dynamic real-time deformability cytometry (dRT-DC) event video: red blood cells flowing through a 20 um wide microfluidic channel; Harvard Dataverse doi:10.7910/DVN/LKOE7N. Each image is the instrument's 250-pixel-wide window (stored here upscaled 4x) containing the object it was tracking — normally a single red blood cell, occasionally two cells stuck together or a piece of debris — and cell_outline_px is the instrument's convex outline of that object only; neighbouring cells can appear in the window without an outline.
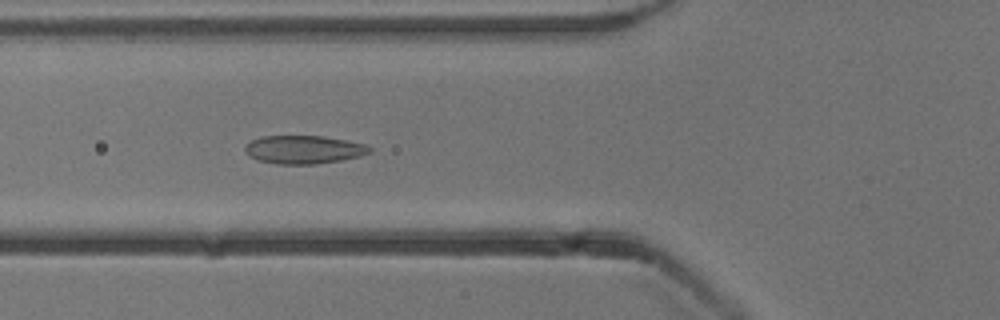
{"species": "common noctule bat (a hibernating species)", "species_latin": "Nyctalus noctula", "temperature_condition": "cold", "stored_images_in_passage": 25, "camera_frame_rate_fps": 3000, "um_per_image_px": 0.085, "animal": {"sex": "male", "body_mass_g": 13.3}, "frame": {"image": 1, "passage_image": 6, "time_ms": 1.667, "image_size_px": [1000, 320], "cell_outline_px": [[372, 152], [360, 156], [340, 160], [316, 164], [276, 164], [256, 160], [248, 156], [244, 152], [244, 148], [252, 140], [260, 136], [324, 136], [348, 140], [364, 144], [372, 148]], "centroid_in_image_um": [25.8, 12.71], "position_along_channel_um": 100.0, "area_um2": 20.69}}
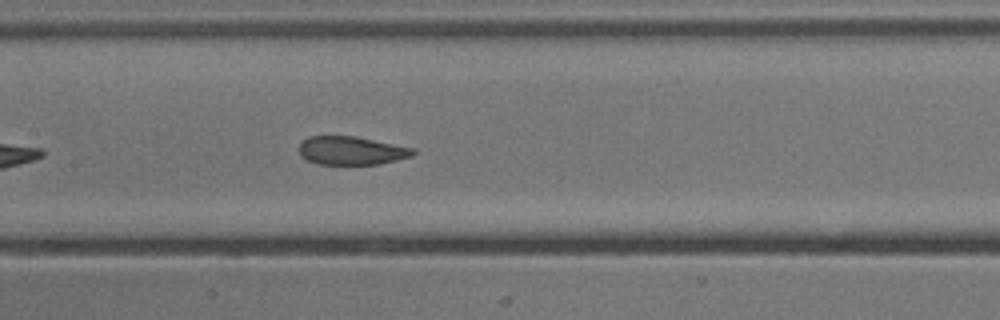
{"frame": {"image": 2, "passage_image": 12, "time_ms": 3.667, "image_size_px": [1000, 320], "cell_outline_px": [[416, 152], [412, 156], [380, 164], [316, 164], [300, 156], [300, 144], [308, 136], [356, 136], [416, 148]], "centroid_in_image_um": [29.9, 12.8], "position_along_channel_um": 177.5, "area_um2": 18.96}}
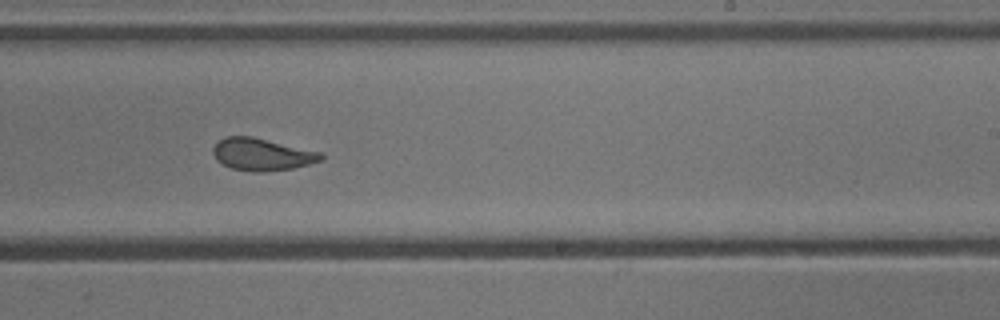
{"frame": {"image": 3, "passage_image": 19, "time_ms": 6.0, "image_size_px": [1000, 320], "cell_outline_px": [[324, 160], [292, 168], [264, 172], [252, 172], [232, 168], [216, 160], [212, 152], [212, 148], [224, 136], [252, 136], [320, 152], [324, 156]], "centroid_in_image_um": [22.25, 13.12], "position_along_channel_um": 266.7, "area_um2": 20.23}}